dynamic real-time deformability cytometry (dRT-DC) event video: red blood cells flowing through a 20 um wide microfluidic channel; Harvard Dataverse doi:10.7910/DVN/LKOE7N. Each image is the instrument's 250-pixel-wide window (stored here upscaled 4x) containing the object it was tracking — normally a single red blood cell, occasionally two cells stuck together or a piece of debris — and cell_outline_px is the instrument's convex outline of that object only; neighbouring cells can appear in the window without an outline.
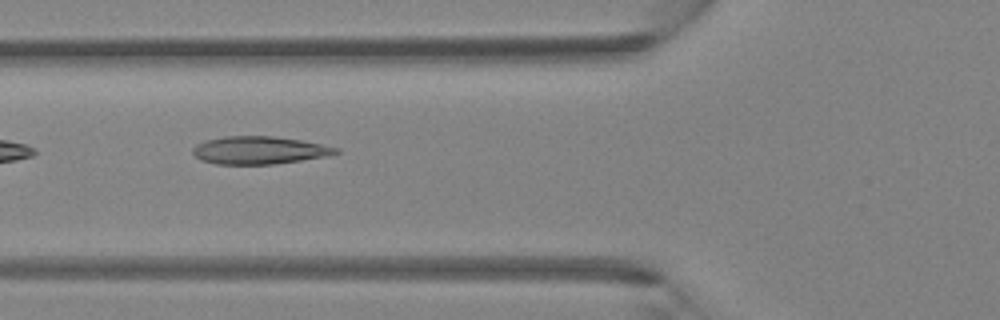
{"species": "Egyptian fruit bat (a non-hibernating species)", "species_latin": "Rousettus aegyptiacus", "temperature_condition": "room temperature", "stored_images_in_passage": 5, "camera_frame_rate_fps": 3000, "um_per_image_px": 0.085, "animal": {"sex": "female"}, "frame": {"image": 1, "passage_image": 4, "time_ms": 1.0, "image_size_px": [1000, 320], "cell_outline_px": [[340, 152], [332, 156], [272, 164], [216, 164], [200, 160], [192, 152], [192, 148], [196, 144], [204, 140], [224, 136], [272, 136], [300, 140], [340, 148]], "centroid_in_image_um": [22.04, 12.77], "position_along_channel_um": 103.8, "area_um2": 23.29}}
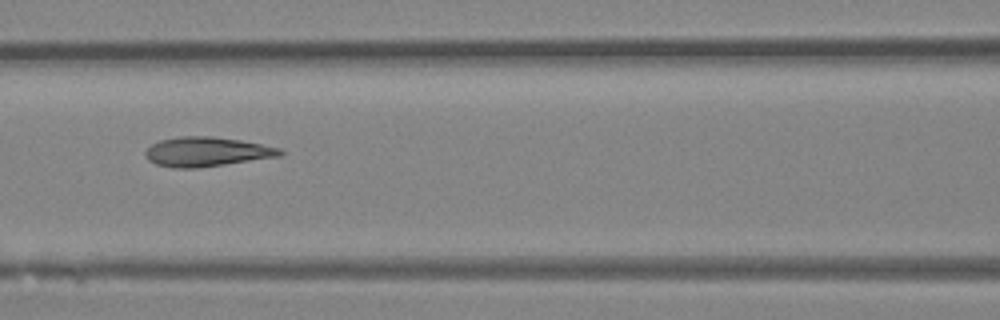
{"frame": {"image": 2, "passage_image": 5, "time_ms": 1.333, "image_size_px": [1000, 320], "cell_outline_px": [[284, 152], [280, 156], [196, 168], [172, 168], [156, 164], [148, 160], [144, 152], [152, 144], [160, 140], [180, 136], [212, 136], [240, 140], [280, 148]], "centroid_in_image_um": [17.54, 12.9], "position_along_channel_um": 149.1, "area_um2": 22.95}}